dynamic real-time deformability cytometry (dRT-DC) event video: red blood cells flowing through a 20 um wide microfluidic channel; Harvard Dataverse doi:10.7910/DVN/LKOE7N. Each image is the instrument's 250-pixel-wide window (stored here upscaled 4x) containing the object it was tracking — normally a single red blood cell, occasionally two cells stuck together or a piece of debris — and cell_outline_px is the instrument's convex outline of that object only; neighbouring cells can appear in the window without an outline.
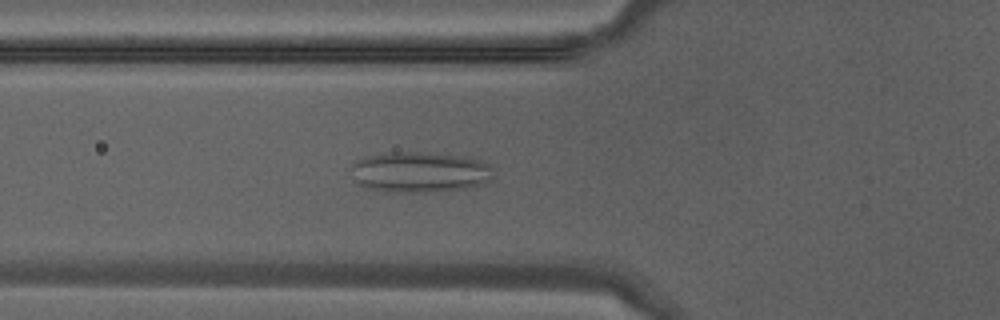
{"species": "Egyptian fruit bat (a non-hibernating species)", "species_latin": "Rousettus aegyptiacus", "temperature_condition": "warm", "stored_images_in_passage": 38, "camera_frame_rate_fps": 3000, "um_per_image_px": 0.085, "animal": {"sex": "male"}, "frame": {"image": 1, "passage_image": 12, "time_ms": 3.667, "image_size_px": [1000, 320], "cell_outline_px": [[492, 180], [484, 184], [468, 188], [432, 192], [380, 192], [356, 184], [348, 168], [356, 160], [364, 156], [384, 152], [420, 152], [464, 156], [480, 160], [488, 164], [492, 168]], "centroid_in_image_um": [35.62, 14.63], "position_along_channel_um": 90.2, "area_um2": 34.56}}
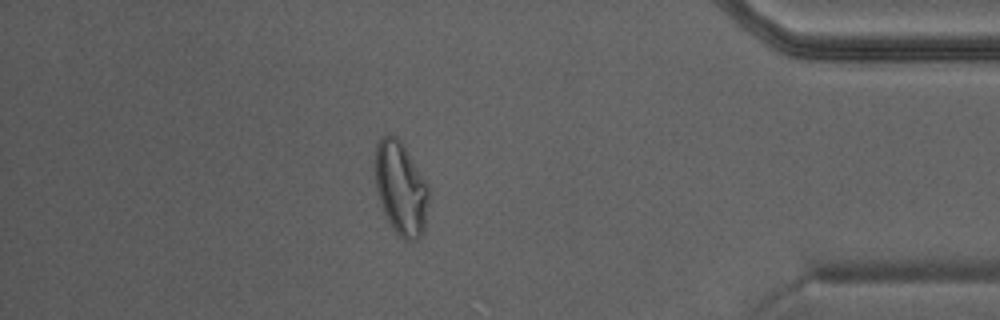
{"frame": {"image": 2, "passage_image": 33, "time_ms": 10.667, "image_size_px": [1000, 320], "cell_outline_px": [[432, 188], [424, 232], [416, 240], [404, 240], [392, 228], [384, 212], [376, 188], [376, 144], [380, 136], [396, 136], [400, 140]], "centroid_in_image_um": [34.13, 16.03], "position_along_channel_um": 401.1, "area_um2": 29.48}}